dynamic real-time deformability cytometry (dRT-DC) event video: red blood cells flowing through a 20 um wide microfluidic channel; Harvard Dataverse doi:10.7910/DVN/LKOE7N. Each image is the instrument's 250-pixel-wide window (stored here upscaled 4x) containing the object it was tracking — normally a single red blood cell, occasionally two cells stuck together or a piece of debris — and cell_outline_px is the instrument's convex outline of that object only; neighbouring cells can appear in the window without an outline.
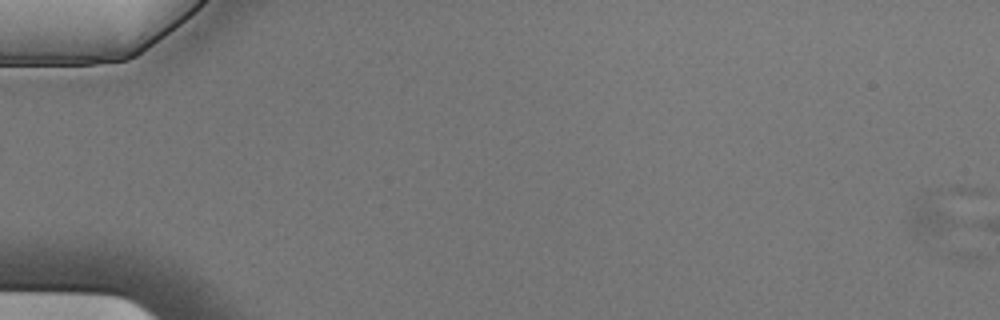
{"species": "Egyptian fruit bat (a non-hibernating species)", "species_latin": "Rousettus aegyptiacus", "temperature_condition": "cold", "stored_images_in_passage": 6, "segment_of_instrument_passage": [2, 2], "camera_frame_rate_fps": 3000, "um_per_image_px": 0.085, "animal": {"sex": "male"}, "frame": {"image": 1, "passage_image": 6, "time_ms": 1.667, "image_size_px": [1000, 320], "cell_outline_px": [[956, 224], [924, 244], [912, 228], [908, 220], [912, 204], [928, 192], [936, 188]], "centroid_in_image_um": [79.06, 18.41], "position_along_channel_um": 5.9, "area_um2": 11.27}}